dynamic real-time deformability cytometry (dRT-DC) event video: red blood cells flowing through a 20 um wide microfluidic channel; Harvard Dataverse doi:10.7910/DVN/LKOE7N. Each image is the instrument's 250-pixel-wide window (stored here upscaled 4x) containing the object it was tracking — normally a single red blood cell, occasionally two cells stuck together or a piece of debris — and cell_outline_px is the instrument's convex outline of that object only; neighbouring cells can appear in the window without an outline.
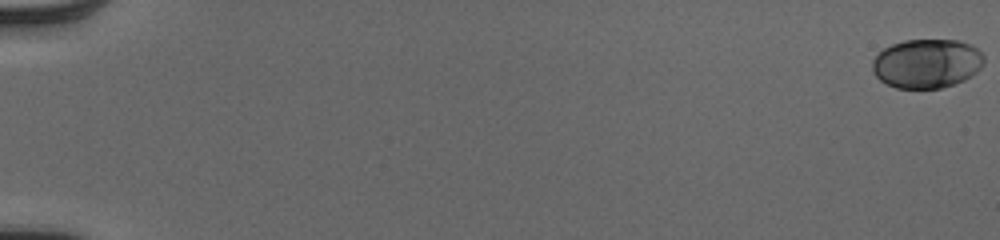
{"species": "human", "species_latin": "Homo sapiens", "temperature_condition": "cold", "stored_images_in_passage": 54, "camera_frame_rate_fps": 3000, "um_per_image_px": 0.085, "donor": {"sex": "male"}, "frame": {"image": 1, "passage_image": 1, "time_ms": 0.0, "image_size_px": [1000, 240], "cell_outline_px": [[984, 64], [972, 76], [964, 80], [940, 88], [896, 88], [880, 80], [872, 72], [872, 60], [884, 48], [892, 44], [904, 40], [960, 40], [972, 44], [984, 56]], "centroid_in_image_um": [78.79, 5.39], "position_along_channel_um": 6.2, "area_um2": 32.08}}
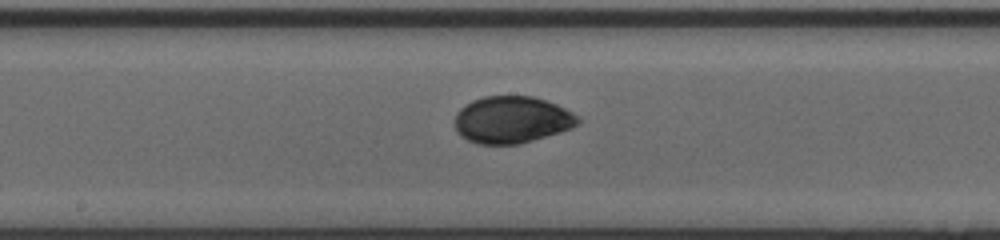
{"frame": {"image": 2, "passage_image": 31, "time_ms": 10.0, "image_size_px": [1000, 240], "cell_outline_px": [[584, 120], [580, 124], [572, 128], [560, 132], [520, 144], [480, 144], [468, 140], [460, 136], [456, 132], [456, 112], [464, 104], [472, 100], [484, 96], [532, 96], [556, 104], [580, 116]], "centroid_in_image_um": [43.53, 10.18], "position_along_channel_um": 204.7, "area_um2": 33.99}}
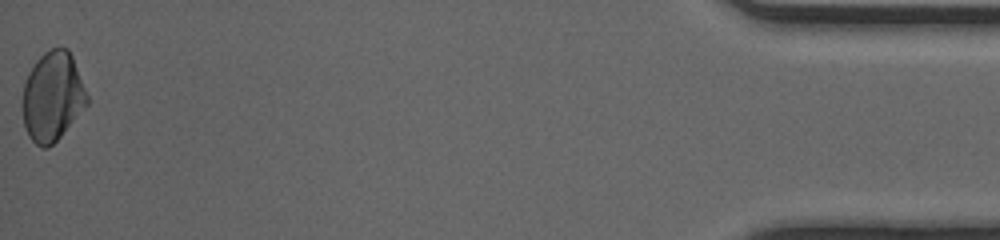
{"frame": {"image": 3, "passage_image": 54, "time_ms": 17.667, "image_size_px": [1000, 240], "cell_outline_px": [[88, 104], [60, 136], [48, 148], [40, 148], [28, 136], [24, 124], [20, 100], [24, 84], [28, 72], [36, 60], [44, 52], [52, 48], [68, 48], [72, 56], [88, 96]], "centroid_in_image_um": [4.42, 8.21], "position_along_channel_um": 430.8, "area_um2": 33.76}, "authors_computed_cell_mechanics": {"area_um2": 33.0616, "velocity_mm_per_s": 4.06, "shape_relaxation_time_tau1_ms": 2.8397, "shape_relaxation_time_tau2_ms": 1.1008, "deformation_change_tau1": 0.114, "deformation_change_tau2": 0.0313}}